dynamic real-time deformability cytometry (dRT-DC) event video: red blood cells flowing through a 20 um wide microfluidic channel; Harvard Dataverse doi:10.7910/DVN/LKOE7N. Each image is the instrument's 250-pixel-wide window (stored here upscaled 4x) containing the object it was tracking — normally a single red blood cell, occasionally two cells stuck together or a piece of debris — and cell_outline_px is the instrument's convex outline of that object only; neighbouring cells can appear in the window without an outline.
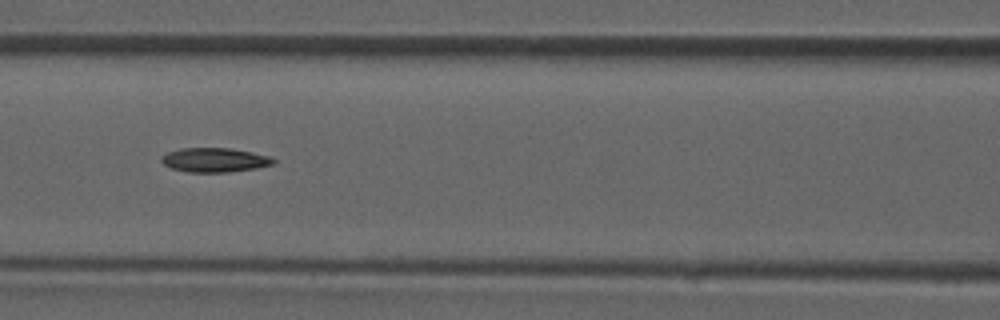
{"species": "common noctule bat (a hibernating species)", "species_latin": "Nyctalus noctula", "temperature_condition": "room temperature", "stored_images_in_passage": 46, "camera_frame_rate_fps": 3000, "um_per_image_px": 0.085, "animal": {"sex": "male", "forearm_length_mm": 52.5}, "frame": {"image": 1, "passage_image": 20, "time_ms": 6.333, "image_size_px": [1000, 320], "cell_outline_px": [[276, 164], [256, 168], [228, 172], [188, 172], [172, 168], [164, 164], [160, 160], [160, 156], [168, 152], [180, 148], [232, 148], [272, 156], [276, 160]], "centroid_in_image_um": [18.28, 13.59], "position_along_channel_um": 148.3, "area_um2": 16.01}}